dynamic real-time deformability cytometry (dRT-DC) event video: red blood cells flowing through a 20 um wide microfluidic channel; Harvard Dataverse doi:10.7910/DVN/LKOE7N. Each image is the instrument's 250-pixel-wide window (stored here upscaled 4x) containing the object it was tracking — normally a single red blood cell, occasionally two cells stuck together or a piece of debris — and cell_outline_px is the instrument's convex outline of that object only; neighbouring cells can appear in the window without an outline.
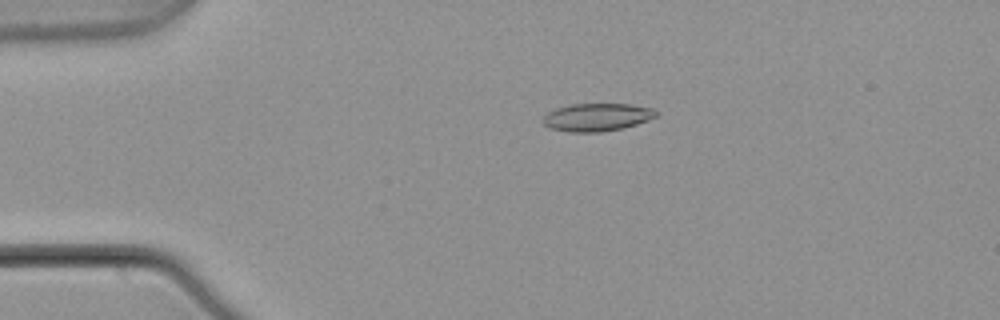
{"species": "common noctule bat (a hibernating species)", "species_latin": "Nyctalus noctula", "temperature_condition": "warm", "stored_images_in_passage": 3, "camera_frame_rate_fps": 3000, "um_per_image_px": 0.085, "animal": {"sex": "male", "body_mass_g": 21.5, "forearm_length_mm": 52.0}, "frame": {"image": 1, "passage_image": 2, "time_ms": 0.333, "image_size_px": [1000, 320], "cell_outline_px": [[656, 116], [648, 120], [624, 128], [600, 132], [568, 132], [548, 128], [540, 120], [548, 112], [556, 108], [572, 104], [632, 104], [652, 108], [656, 112]], "centroid_in_image_um": [50.7, 9.97], "position_along_channel_um": 34.3, "area_um2": 18.44}}